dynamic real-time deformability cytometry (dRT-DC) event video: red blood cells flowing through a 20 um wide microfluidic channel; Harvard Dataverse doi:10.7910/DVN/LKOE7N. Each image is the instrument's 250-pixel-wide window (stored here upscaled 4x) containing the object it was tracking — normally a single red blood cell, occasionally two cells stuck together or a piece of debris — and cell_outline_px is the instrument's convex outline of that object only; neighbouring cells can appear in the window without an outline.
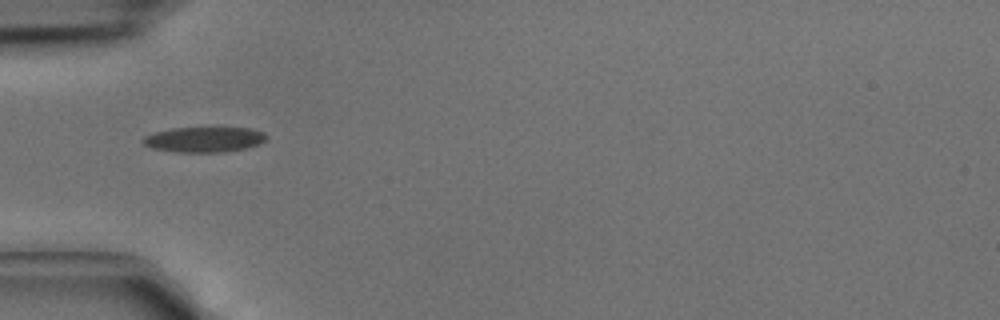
{"species": "common noctule bat (a hibernating species)", "species_latin": "Nyctalus noctula", "temperature_condition": "cold", "stored_images_in_passage": 4, "camera_frame_rate_fps": 3000, "um_per_image_px": 0.085, "animal": {"sex": "male", "body_mass_g": 15.6}, "frame": {"image": 1, "passage_image": 1, "time_ms": 0.0, "image_size_px": [1000, 320], "cell_outline_px": [[268, 136], [260, 144], [244, 148], [224, 152], [176, 152], [152, 148], [144, 144], [140, 140], [144, 136], [156, 132], [172, 128], [248, 128], [264, 132]], "centroid_in_image_um": [17.34, 11.86], "position_along_channel_um": 67.7, "area_um2": 18.09}}